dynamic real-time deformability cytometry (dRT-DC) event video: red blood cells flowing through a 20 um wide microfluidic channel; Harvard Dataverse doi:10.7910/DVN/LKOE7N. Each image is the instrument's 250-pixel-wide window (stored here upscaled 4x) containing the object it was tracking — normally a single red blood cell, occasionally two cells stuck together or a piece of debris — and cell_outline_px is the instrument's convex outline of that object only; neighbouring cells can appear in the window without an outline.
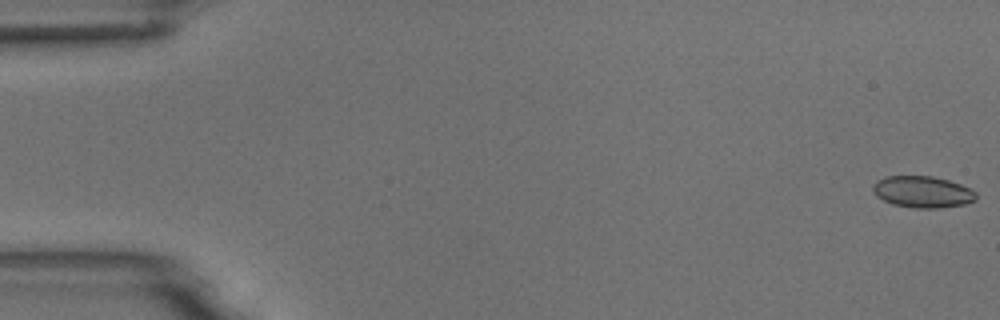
{"species": "common noctule bat (a hibernating species)", "species_latin": "Nyctalus noctula", "temperature_condition": "room temperature", "stored_images_in_passage": 56, "camera_frame_rate_fps": 3000, "um_per_image_px": 0.085, "animal": {"sex": "male", "body_mass_g": 18.8}, "frame": {"image": 1, "passage_image": 1, "time_ms": 0.0, "image_size_px": [1000, 320], "cell_outline_px": [[976, 200], [964, 204], [940, 208], [916, 208], [892, 204], [876, 196], [872, 188], [872, 184], [876, 180], [884, 176], [932, 176], [948, 180], [960, 184], [976, 192]], "centroid_in_image_um": [78.39, 16.3], "position_along_channel_um": 6.6, "area_um2": 19.02}}
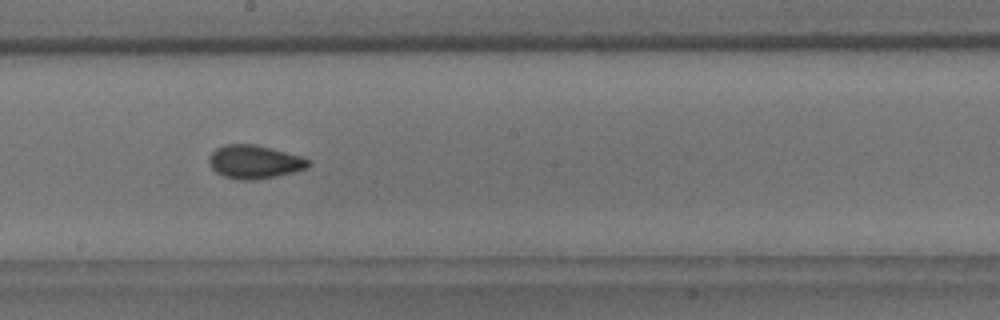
{"frame": {"image": 2, "passage_image": 31, "time_ms": 10.0, "image_size_px": [1000, 320], "cell_outline_px": [[312, 164], [308, 168], [276, 176], [252, 180], [240, 180], [224, 176], [216, 172], [208, 164], [208, 160], [212, 152], [216, 148], [224, 144], [256, 144], [300, 156], [312, 160]], "centroid_in_image_um": [21.63, 13.75], "position_along_channel_um": 226.6, "area_um2": 19.42}}
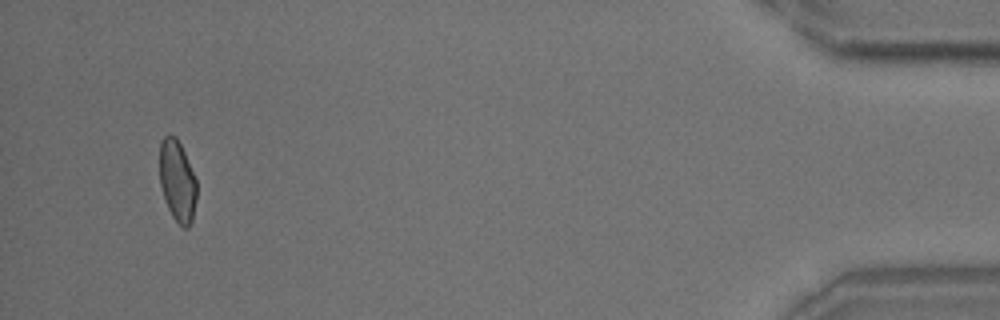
{"frame": {"image": 3, "passage_image": 53, "time_ms": 17.333, "image_size_px": [1000, 320], "cell_outline_px": [[196, 200], [192, 220], [188, 228], [184, 228], [172, 216], [168, 208], [160, 184], [160, 140], [164, 136], [176, 136], [184, 152], [196, 180]], "centroid_in_image_um": [15.07, 15.38], "position_along_channel_um": 420.1, "area_um2": 17.34}, "authors_computed_cell_mechanics": {"area_um2": 18.8139, "velocity_mm_per_s": 3.6734, "shape_relaxation_time_tau1_ms": 8.8872, "shape_relaxation_time_tau2_ms": 1.7264, "deformation_change_tau1": 0.1376, "deformation_change_tau2": 0.056}}